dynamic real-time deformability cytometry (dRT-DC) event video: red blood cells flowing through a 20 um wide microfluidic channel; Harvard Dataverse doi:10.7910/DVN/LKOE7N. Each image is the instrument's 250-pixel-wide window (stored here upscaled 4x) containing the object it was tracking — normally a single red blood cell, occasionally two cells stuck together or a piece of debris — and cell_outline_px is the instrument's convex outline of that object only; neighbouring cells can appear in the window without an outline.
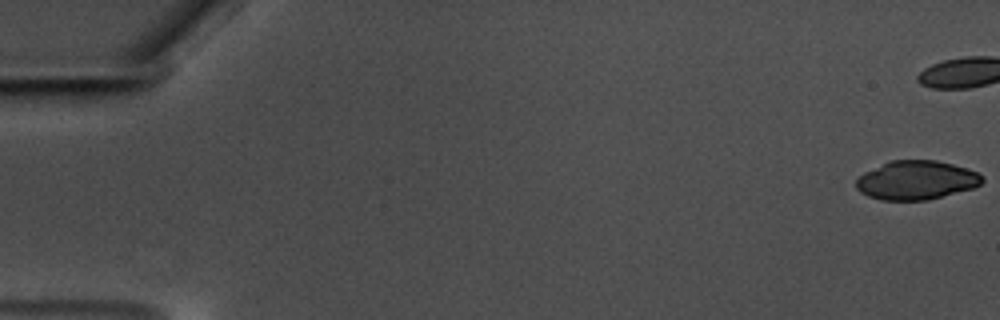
{"species": "common noctule bat (a hibernating species)", "species_latin": "Nyctalus noctula", "temperature_condition": "warm", "stored_images_in_passage": 46, "camera_frame_rate_fps": 3000, "um_per_image_px": 0.085, "animal": {"sex": "male", "body_mass_g": 17.5, "forearm_length_mm": 52.3}, "frame": {"image": 1, "passage_image": 1, "time_ms": 0.0, "image_size_px": [1000, 320], "cell_outline_px": [[984, 180], [980, 184], [972, 188], [928, 200], [880, 200], [868, 196], [860, 192], [856, 188], [856, 180], [864, 172], [892, 160], [936, 160], [952, 164], [976, 172], [984, 176]], "centroid_in_image_um": [77.87, 15.32], "position_along_channel_um": 7.1, "area_um2": 28.38}}